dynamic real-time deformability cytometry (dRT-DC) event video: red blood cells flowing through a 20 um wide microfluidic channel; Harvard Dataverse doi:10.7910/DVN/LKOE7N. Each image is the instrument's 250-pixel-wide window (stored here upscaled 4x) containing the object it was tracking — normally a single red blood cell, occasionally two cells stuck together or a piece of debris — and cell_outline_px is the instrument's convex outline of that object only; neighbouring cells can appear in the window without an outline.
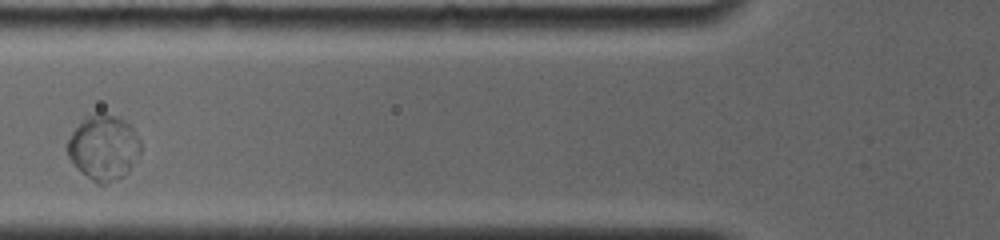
{"species": "common noctule bat (a hibernating species)", "species_latin": "Nyctalus noctula", "temperature_condition": "room temperature", "stored_images_in_passage": 7, "segment_of_instrument_passage": [3, 3], "camera_frame_rate_fps": 4000, "um_per_image_px": 0.085, "animal": {"sex": "female", "body_mass_g": 19.0, "forearm_length_mm": 56.7}, "frame": {"image": 1, "passage_image": 3, "time_ms": 2.25, "image_size_px": [1000, 240], "cell_outline_px": [[140, 152], [128, 172], [124, 176], [104, 184], [96, 184], [80, 172], [72, 164], [64, 148], [64, 144], [72, 132], [88, 116], [96, 112], [104, 112], [120, 116], [132, 124], [140, 140]], "centroid_in_image_um": [8.79, 12.52], "position_along_channel_um": 117.0, "area_um2": 28.44}}
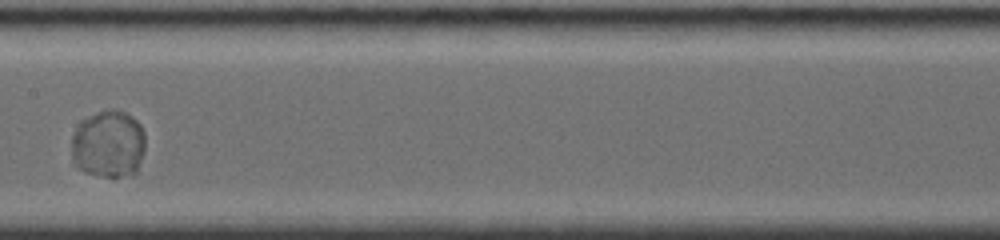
{"frame": {"image": 2, "passage_image": 5, "time_ms": 4.5, "image_size_px": [1000, 240], "cell_outline_px": [[144, 148], [136, 172], [132, 176], [104, 176], [84, 172], [76, 164], [72, 156], [72, 136], [80, 120], [96, 112], [112, 108], [124, 112], [136, 120], [140, 124], [144, 132]], "centroid_in_image_um": [9.21, 12.23], "position_along_channel_um": 198.2, "area_um2": 29.02}}
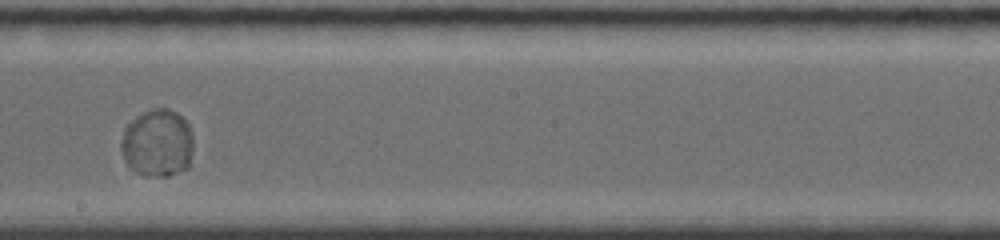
{"frame": {"image": 3, "passage_image": 6, "time_ms": 5.5, "image_size_px": [1000, 240], "cell_outline_px": [[192, 152], [188, 168], [168, 176], [144, 176], [136, 172], [124, 160], [120, 148], [120, 144], [124, 128], [136, 116], [152, 108], [168, 108], [176, 112], [188, 124], [192, 136]], "centroid_in_image_um": [13.37, 12.17], "position_along_channel_um": 234.8, "area_um2": 28.61}}